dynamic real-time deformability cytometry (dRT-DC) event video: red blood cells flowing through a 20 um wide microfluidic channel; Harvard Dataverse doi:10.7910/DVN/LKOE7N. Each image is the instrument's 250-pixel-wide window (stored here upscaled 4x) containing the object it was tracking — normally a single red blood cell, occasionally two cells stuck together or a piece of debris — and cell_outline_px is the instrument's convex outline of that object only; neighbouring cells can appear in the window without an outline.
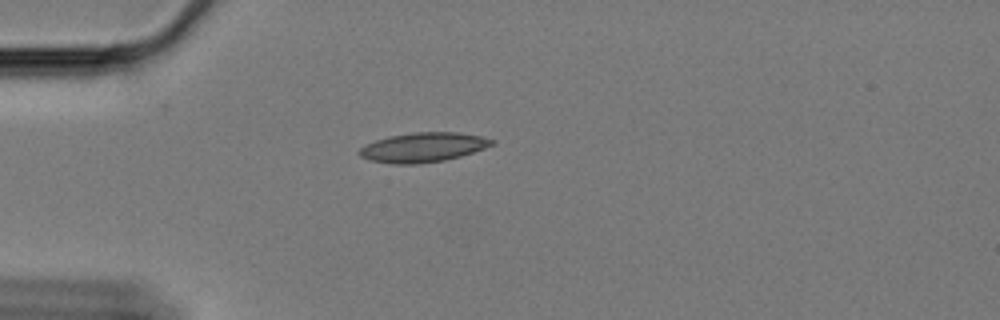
{"species": "Egyptian fruit bat (a non-hibernating species)", "species_latin": "Rousettus aegyptiacus", "temperature_condition": "cold", "stored_images_in_passage": 45, "camera_frame_rate_fps": 3000, "um_per_image_px": 0.085, "animal": {"sex": "female"}, "frame": {"image": 1, "passage_image": 1, "time_ms": 0.0, "image_size_px": [1000, 320], "cell_outline_px": [[496, 144], [460, 156], [444, 160], [416, 164], [392, 164], [368, 160], [360, 156], [356, 152], [360, 148], [376, 140], [388, 136], [416, 132], [456, 132], [480, 136], [496, 140]], "centroid_in_image_um": [35.95, 12.52], "position_along_channel_um": 49.1, "area_um2": 22.77}}
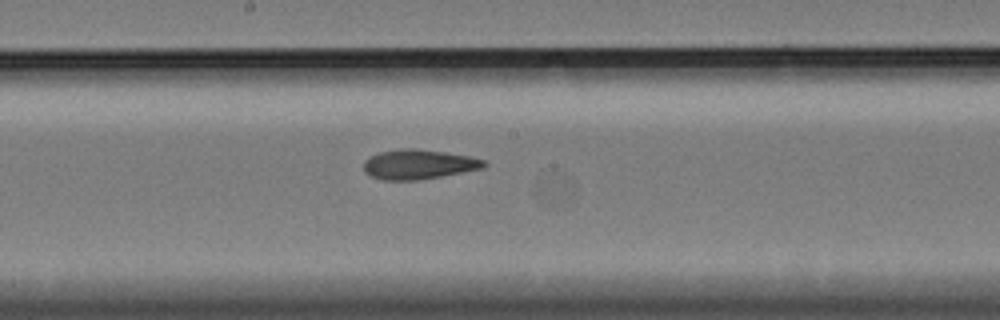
{"frame": {"image": 2, "passage_image": 17, "time_ms": 5.333, "image_size_px": [1000, 320], "cell_outline_px": [[488, 164], [484, 168], [420, 180], [380, 180], [364, 172], [364, 160], [380, 152], [400, 148], [416, 148], [444, 152], [468, 156], [484, 160]], "centroid_in_image_um": [35.57, 13.97], "position_along_channel_um": 212.6, "area_um2": 20.81}}
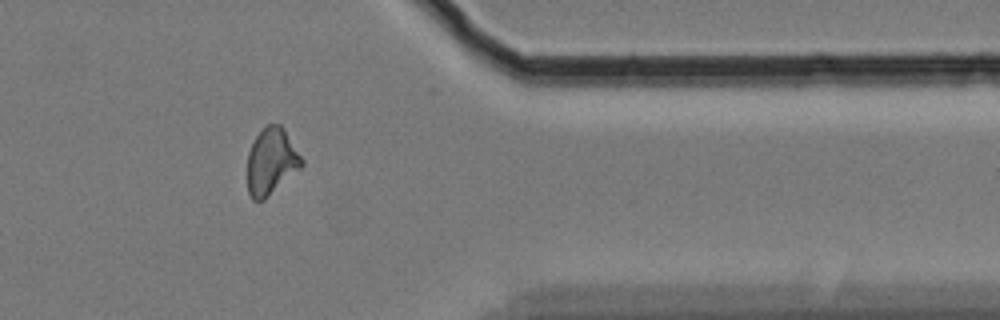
{"frame": {"image": 3, "passage_image": 34, "time_ms": 11.0, "image_size_px": [1000, 320], "cell_outline_px": [[304, 164], [300, 168], [264, 200], [252, 200], [248, 192], [248, 152], [256, 136], [268, 124], [280, 124], [284, 128], [304, 160]], "centroid_in_image_um": [23.07, 13.72], "position_along_channel_um": 388.3, "area_um2": 20.87}, "authors_computed_cell_mechanics": {"area_um2": 20.8658, "velocity_mm_per_s": 3.3452, "shape_relaxation_time_tau1_ms": null, "shape_relaxation_time_tau2_ms": 4.423, "deformation_change_tau1": null, "deformation_change_tau2": 0.123}}